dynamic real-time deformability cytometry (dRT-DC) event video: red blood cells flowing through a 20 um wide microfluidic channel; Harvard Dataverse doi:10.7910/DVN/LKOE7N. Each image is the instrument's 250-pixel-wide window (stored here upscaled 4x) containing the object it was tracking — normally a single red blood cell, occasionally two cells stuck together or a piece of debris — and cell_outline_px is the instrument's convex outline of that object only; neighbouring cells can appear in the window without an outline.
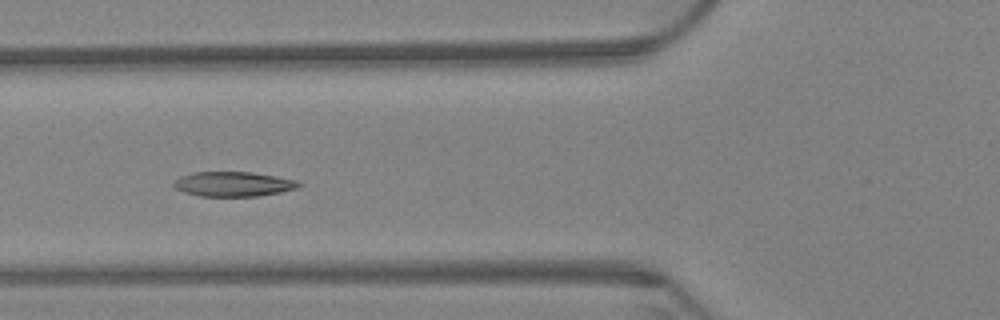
{"species": "Egyptian fruit bat (a non-hibernating species)", "species_latin": "Rousettus aegyptiacus", "temperature_condition": "warm", "stored_images_in_passage": 9, "camera_frame_rate_fps": 3000, "um_per_image_px": 0.085, "animal": {"sex": "female"}, "frame": {"image": 1, "passage_image": 7, "time_ms": 2.0, "image_size_px": [1000, 320], "cell_outline_px": [[304, 184], [296, 188], [280, 192], [256, 196], [200, 196], [184, 192], [176, 188], [172, 184], [180, 176], [192, 172], [252, 172], [276, 176], [296, 180]], "centroid_in_image_um": [19.83, 15.64], "position_along_channel_um": 106.0, "area_um2": 17.98}}
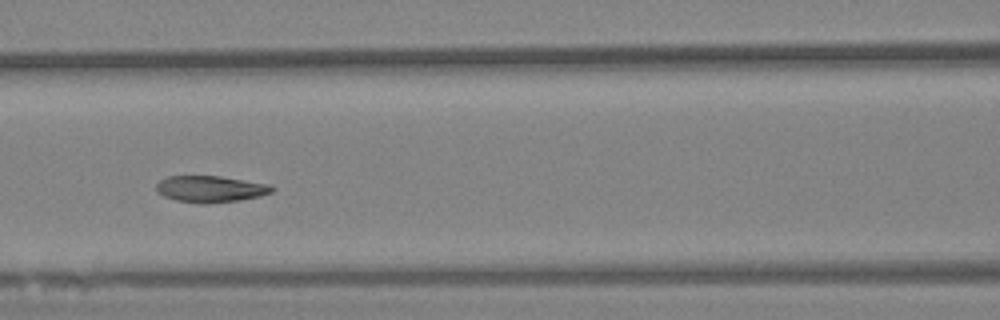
{"frame": {"image": 2, "passage_image": 8, "time_ms": 2.333, "image_size_px": [1000, 320], "cell_outline_px": [[276, 188], [272, 192], [260, 196], [240, 200], [208, 204], [200, 204], [176, 200], [164, 196], [156, 192], [156, 184], [160, 180], [168, 176], [220, 176], [268, 184]], "centroid_in_image_um": [17.88, 16.07], "position_along_channel_um": 148.7, "area_um2": 17.98}}
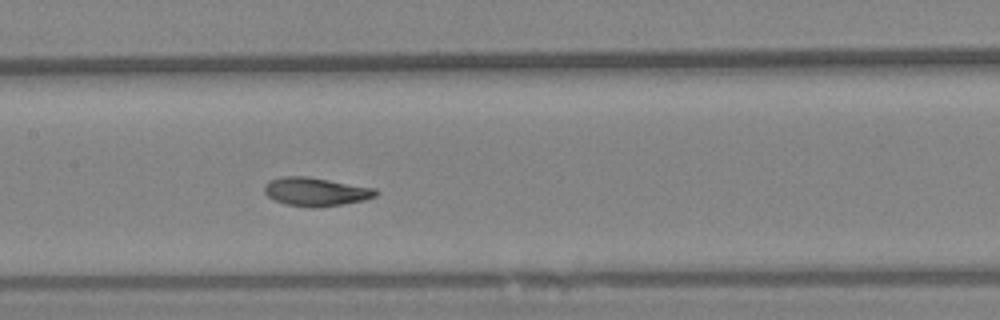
{"frame": {"image": 3, "passage_image": 9, "time_ms": 2.667, "image_size_px": [1000, 320], "cell_outline_px": [[380, 192], [376, 196], [364, 200], [344, 204], [284, 204], [272, 200], [264, 192], [264, 184], [268, 180], [280, 176], [308, 176], [376, 188]], "centroid_in_image_um": [26.83, 16.23], "position_along_channel_um": 180.6, "area_um2": 18.03}}